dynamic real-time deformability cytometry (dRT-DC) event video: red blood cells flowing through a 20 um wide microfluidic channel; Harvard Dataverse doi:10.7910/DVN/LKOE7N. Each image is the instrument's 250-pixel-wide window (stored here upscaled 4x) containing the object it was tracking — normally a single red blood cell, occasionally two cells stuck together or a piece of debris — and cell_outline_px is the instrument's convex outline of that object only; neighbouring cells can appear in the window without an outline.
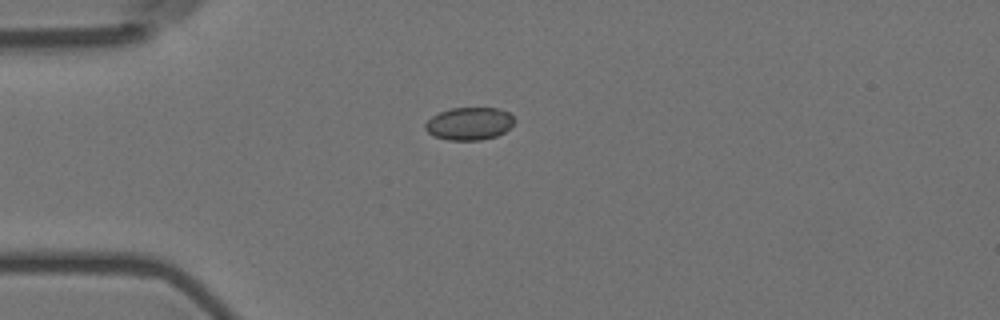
{"species": "Egyptian fruit bat (a non-hibernating species)", "species_latin": "Rousettus aegyptiacus", "temperature_condition": "room temperature", "stored_images_in_passage": 42, "camera_frame_rate_fps": 3000, "um_per_image_px": 0.085, "animal": {"sex": "female"}, "frame": {"image": 1, "passage_image": 1, "time_ms": 0.0, "image_size_px": [1000, 320], "cell_outline_px": [[516, 120], [504, 132], [496, 136], [480, 140], [448, 140], [432, 136], [424, 128], [424, 124], [432, 116], [440, 112], [452, 108], [496, 108], [508, 112]], "centroid_in_image_um": [39.86, 10.51], "position_along_channel_um": 45.1, "area_um2": 16.94}}
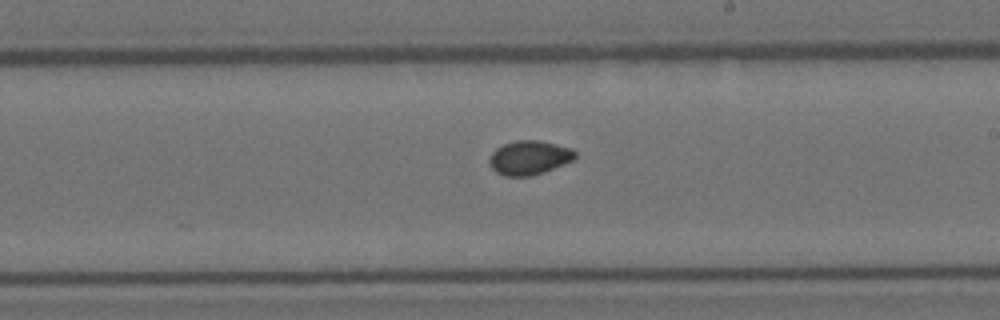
{"frame": {"image": 2, "passage_image": 19, "time_ms": 6.0, "image_size_px": [1000, 320], "cell_outline_px": [[576, 156], [572, 160], [564, 164], [544, 172], [532, 176], [504, 176], [496, 172], [492, 168], [488, 160], [488, 156], [496, 148], [504, 144], [516, 140], [540, 140], [572, 148], [576, 152]], "centroid_in_image_um": [44.97, 13.4], "position_along_channel_um": 244.0, "area_um2": 17.17}}
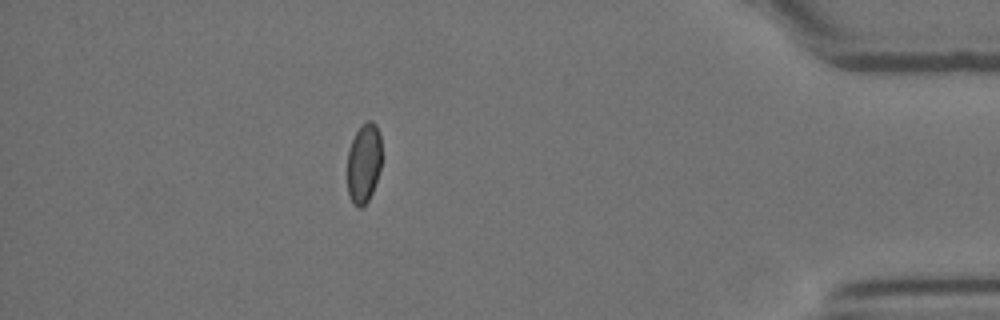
{"frame": {"image": 3, "passage_image": 36, "time_ms": 11.667, "image_size_px": [1000, 320], "cell_outline_px": [[380, 168], [372, 192], [368, 200], [360, 208], [356, 208], [352, 204], [348, 192], [348, 152], [352, 140], [356, 132], [368, 120], [372, 120], [376, 124], [380, 132]], "centroid_in_image_um": [30.92, 13.88], "position_along_channel_um": 404.3, "area_um2": 15.78}, "authors_computed_cell_mechanics": {"area_um2": 16.8776, "velocity_mm_per_s": 3.6301, "shape_relaxation_time_tau1_ms": null, "shape_relaxation_time_tau2_ms": 1.3247, "deformation_change_tau1": null, "deformation_change_tau2": 0.0333}}